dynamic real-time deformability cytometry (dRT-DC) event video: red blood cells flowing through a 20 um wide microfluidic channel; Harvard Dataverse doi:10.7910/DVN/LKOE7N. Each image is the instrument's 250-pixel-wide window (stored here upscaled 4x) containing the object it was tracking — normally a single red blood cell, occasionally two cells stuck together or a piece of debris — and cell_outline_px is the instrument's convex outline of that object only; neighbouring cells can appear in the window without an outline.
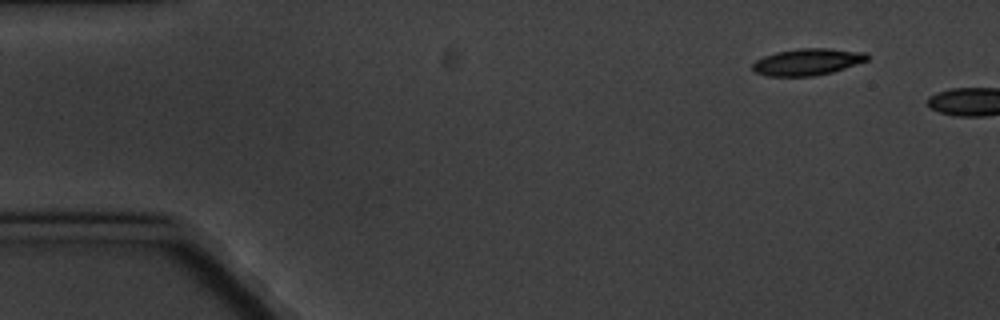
{"species": "common noctule bat (a hibernating species)", "species_latin": "Nyctalus noctula", "temperature_condition": "cold", "stored_images_in_passage": 2, "camera_frame_rate_fps": 3000, "um_per_image_px": 0.085, "animal": {"sex": "male", "body_mass_g": 20.1, "forearm_length_mm": 53.5}, "frame": {"image": 1, "passage_image": 1, "time_ms": 0.0, "image_size_px": [1000, 320], "cell_outline_px": [[868, 60], [832, 72], [812, 76], [768, 76], [756, 72], [752, 68], [752, 64], [756, 60], [764, 56], [776, 52], [800, 48], [828, 48], [868, 52]], "centroid_in_image_um": [68.64, 5.25], "position_along_channel_um": 16.4, "area_um2": 17.8}}